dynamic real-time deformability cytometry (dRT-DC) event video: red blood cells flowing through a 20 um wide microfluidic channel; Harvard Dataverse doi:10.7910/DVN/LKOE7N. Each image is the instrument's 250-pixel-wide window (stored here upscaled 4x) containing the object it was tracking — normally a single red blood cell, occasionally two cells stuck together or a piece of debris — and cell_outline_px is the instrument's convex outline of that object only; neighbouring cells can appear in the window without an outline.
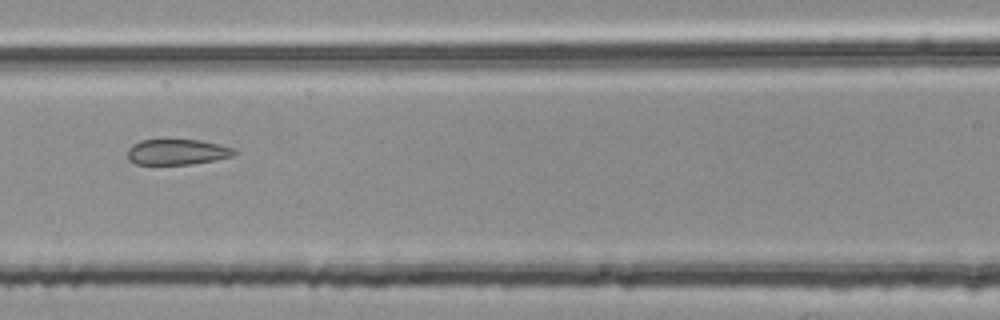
{"species": "common noctule bat (a hibernating species)", "species_latin": "Nyctalus noctula", "temperature_condition": "room temperature", "stored_images_in_passage": 44, "segment_of_instrument_passage": [2, 2], "camera_frame_rate_fps": 3000, "um_per_image_px": 0.085, "animal": {"sex": "female", "body_mass_g": 25.1}, "frame": {"image": 1, "passage_image": 14, "time_ms": 4.333, "image_size_px": [1000, 320], "cell_outline_px": [[240, 152], [232, 156], [216, 160], [192, 164], [136, 164], [128, 160], [128, 148], [132, 144], [140, 140], [200, 140], [220, 144], [236, 148]], "centroid_in_image_um": [15.11, 12.91], "position_along_channel_um": 151.5, "area_um2": 16.13}}
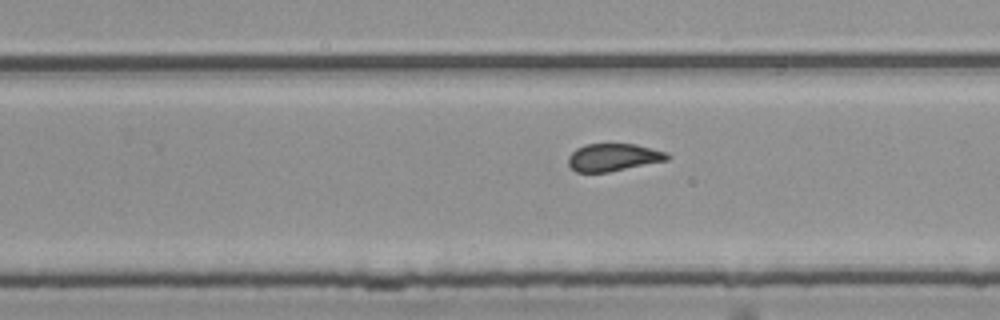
{"frame": {"image": 2, "passage_image": 24, "time_ms": 7.667, "image_size_px": [1000, 320], "cell_outline_px": [[672, 156], [668, 160], [608, 172], [576, 172], [568, 164], [568, 156], [576, 148], [584, 144], [636, 144], [668, 152]], "centroid_in_image_um": [52.15, 13.36], "position_along_channel_um": 277.6, "area_um2": 16.01}}
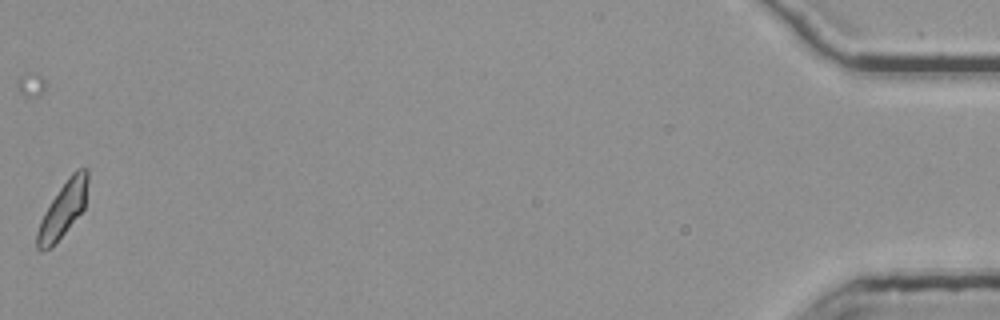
{"frame": {"image": 3, "passage_image": 44, "time_ms": 14.333, "image_size_px": [1000, 320], "cell_outline_px": [[88, 180], [84, 208], [64, 232], [48, 248], [36, 248], [36, 232], [40, 220], [44, 212], [68, 176], [76, 168], [88, 168]], "centroid_in_image_um": [5.36, 17.72], "position_along_channel_um": 429.8, "area_um2": 15.72}}